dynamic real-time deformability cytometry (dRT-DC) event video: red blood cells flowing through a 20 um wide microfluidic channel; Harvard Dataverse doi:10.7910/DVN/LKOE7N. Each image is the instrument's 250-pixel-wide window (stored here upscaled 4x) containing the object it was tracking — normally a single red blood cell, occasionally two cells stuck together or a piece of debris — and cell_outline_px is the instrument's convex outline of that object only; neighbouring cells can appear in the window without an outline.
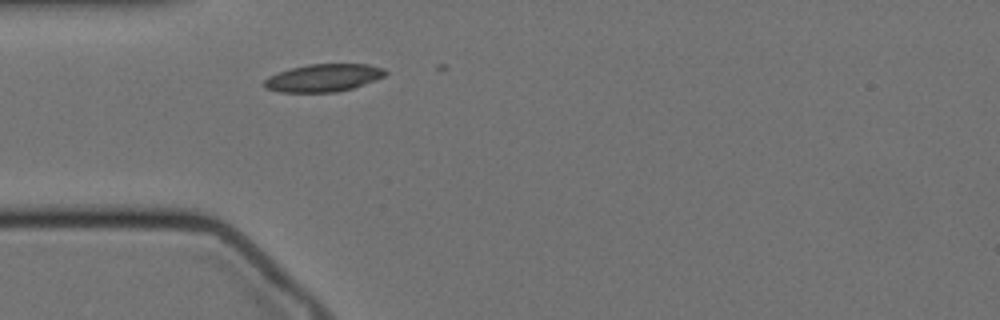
{"species": "Egyptian fruit bat (a non-hibernating species)", "species_latin": "Rousettus aegyptiacus", "temperature_condition": "cold", "stored_images_in_passage": 7, "camera_frame_rate_fps": 3000, "um_per_image_px": 0.085, "animal": {"sex": "female"}, "frame": {"image": 1, "passage_image": 1, "time_ms": 0.0, "image_size_px": [1000, 320], "cell_outline_px": [[388, 72], [384, 76], [376, 80], [352, 88], [336, 92], [280, 92], [264, 88], [264, 80], [268, 76], [292, 68], [308, 64], [368, 64], [384, 68]], "centroid_in_image_um": [27.5, 6.61], "position_along_channel_um": 57.5, "area_um2": 19.48}}
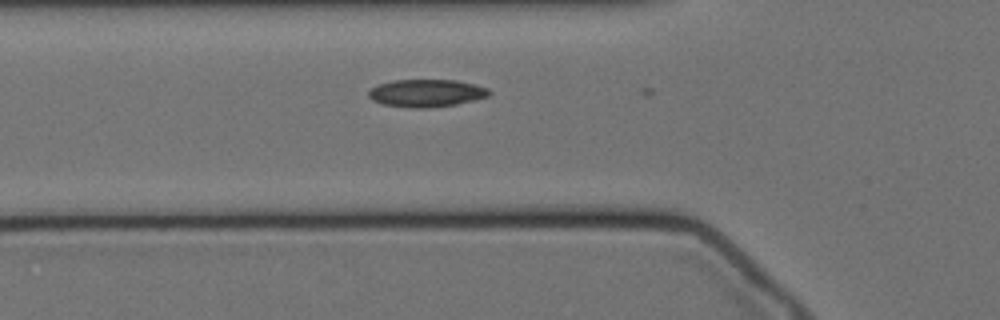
{"frame": {"image": 2, "passage_image": 4, "time_ms": 1.0, "image_size_px": [1000, 320], "cell_outline_px": [[488, 96], [456, 104], [424, 108], [416, 108], [384, 104], [372, 100], [368, 96], [368, 88], [376, 84], [392, 80], [456, 80], [488, 88]], "centroid_in_image_um": [36.15, 7.9], "position_along_channel_um": 89.6, "area_um2": 19.19}}